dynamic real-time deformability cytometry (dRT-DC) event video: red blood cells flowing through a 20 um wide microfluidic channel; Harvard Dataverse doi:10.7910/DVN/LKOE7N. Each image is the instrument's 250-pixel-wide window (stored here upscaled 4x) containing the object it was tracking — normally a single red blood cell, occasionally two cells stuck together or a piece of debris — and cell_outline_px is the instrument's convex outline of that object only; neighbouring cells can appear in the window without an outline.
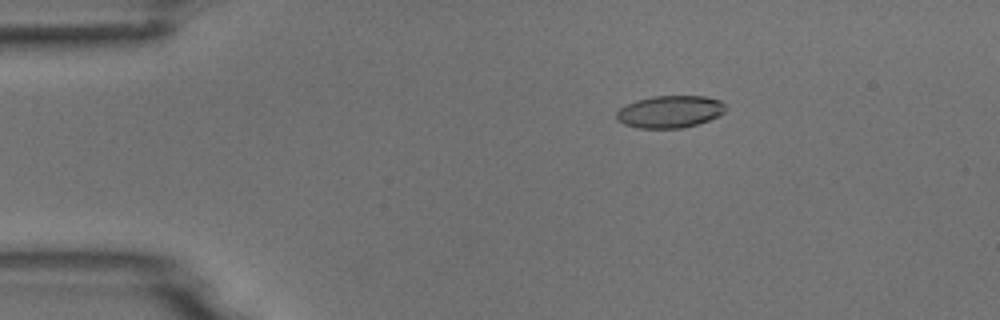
{"species": "common noctule bat (a hibernating species)", "species_latin": "Nyctalus noctula", "temperature_condition": "room temperature", "stored_images_in_passage": 5, "camera_frame_rate_fps": 3000, "um_per_image_px": 0.085, "animal": {"sex": "male", "body_mass_g": 18.8}, "frame": {"image": 1, "passage_image": 2, "time_ms": 1.0, "image_size_px": [1000, 320], "cell_outline_px": [[728, 108], [720, 116], [696, 124], [680, 128], [636, 128], [624, 124], [616, 120], [616, 112], [620, 108], [636, 100], [652, 96], [704, 96], [720, 100]], "centroid_in_image_um": [56.94, 9.49], "position_along_channel_um": 28.1, "area_um2": 20.58}}
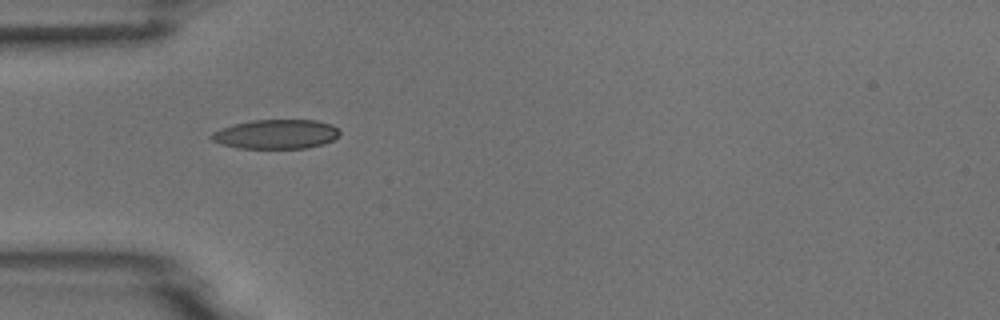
{"frame": {"image": 2, "passage_image": 4, "time_ms": 3.333, "image_size_px": [1000, 320], "cell_outline_px": [[340, 136], [324, 144], [308, 148], [240, 148], [224, 144], [212, 140], [208, 136], [212, 132], [220, 128], [232, 124], [252, 120], [316, 120], [332, 124], [340, 132]], "centroid_in_image_um": [23.47, 11.4], "position_along_channel_um": 61.5, "area_um2": 22.02}}